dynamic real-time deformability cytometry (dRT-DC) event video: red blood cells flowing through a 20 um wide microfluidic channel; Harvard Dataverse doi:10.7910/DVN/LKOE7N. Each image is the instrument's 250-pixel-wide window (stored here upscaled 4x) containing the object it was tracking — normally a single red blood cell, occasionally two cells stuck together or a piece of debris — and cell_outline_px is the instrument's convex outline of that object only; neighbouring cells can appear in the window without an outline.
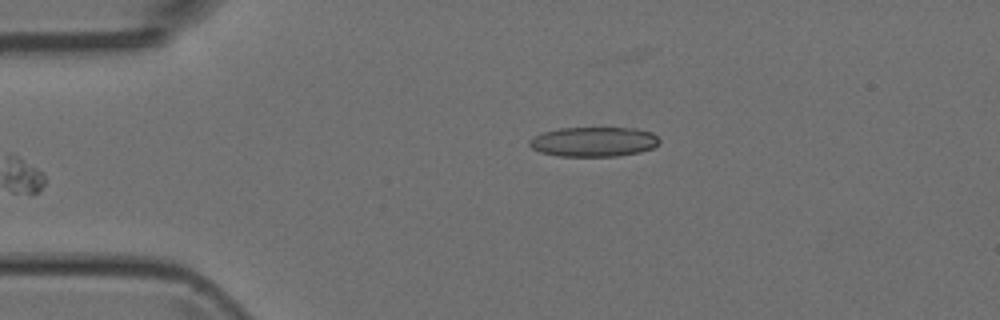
{"species": "Egyptian fruit bat (a non-hibernating species)", "species_latin": "Rousettus aegyptiacus", "temperature_condition": "room temperature", "stored_images_in_passage": 4, "camera_frame_rate_fps": 3000, "um_per_image_px": 0.085, "animal": {"sex": "female"}, "frame": {"image": 1, "passage_image": 4, "time_ms": 3.333, "image_size_px": [1000, 320], "cell_outline_px": [[660, 140], [652, 148], [640, 152], [616, 156], [560, 156], [540, 152], [532, 148], [528, 144], [528, 140], [532, 136], [544, 132], [560, 128], [636, 128], [652, 132]], "centroid_in_image_um": [50.44, 12.04], "position_along_channel_um": 34.6, "area_um2": 22.48}}